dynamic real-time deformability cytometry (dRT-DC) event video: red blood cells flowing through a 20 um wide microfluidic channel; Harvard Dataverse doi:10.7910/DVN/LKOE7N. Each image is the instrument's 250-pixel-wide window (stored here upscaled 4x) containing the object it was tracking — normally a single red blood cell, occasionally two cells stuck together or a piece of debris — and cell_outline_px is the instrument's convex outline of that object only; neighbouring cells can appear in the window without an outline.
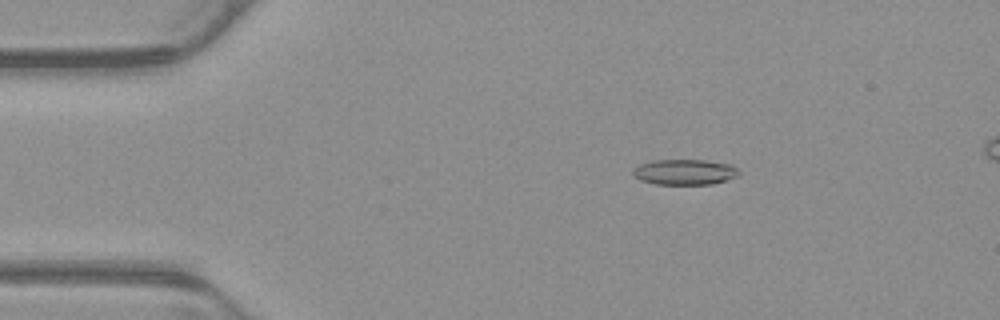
{"species": "common noctule bat (a hibernating species)", "species_latin": "Nyctalus noctula", "temperature_condition": "warm", "stored_images_in_passage": 53, "camera_frame_rate_fps": 3000, "um_per_image_px": 0.085, "animal": {"sex": "male", "body_mass_g": 23.1, "forearm_length_mm": 52.7}, "frame": {"image": 1, "passage_image": 9, "time_ms": 2.667, "image_size_px": [1000, 320], "cell_outline_px": [[740, 176], [712, 184], [656, 184], [640, 180], [632, 176], [632, 168], [640, 164], [652, 160], [704, 160], [732, 164], [740, 172]], "centroid_in_image_um": [58.19, 14.62], "position_along_channel_um": 26.8, "area_um2": 15.95}}
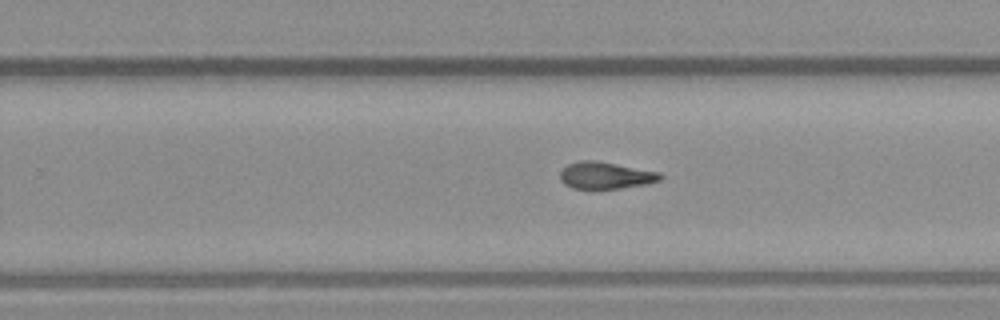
{"frame": {"image": 2, "passage_image": 33, "time_ms": 10.667, "image_size_px": [1000, 320], "cell_outline_px": [[664, 176], [660, 180], [648, 184], [620, 188], [572, 188], [564, 184], [560, 180], [560, 172], [568, 164], [580, 160], [592, 160], [616, 164], [660, 172]], "centroid_in_image_um": [51.48, 14.91], "position_along_channel_um": 278.3, "area_um2": 15.61}}
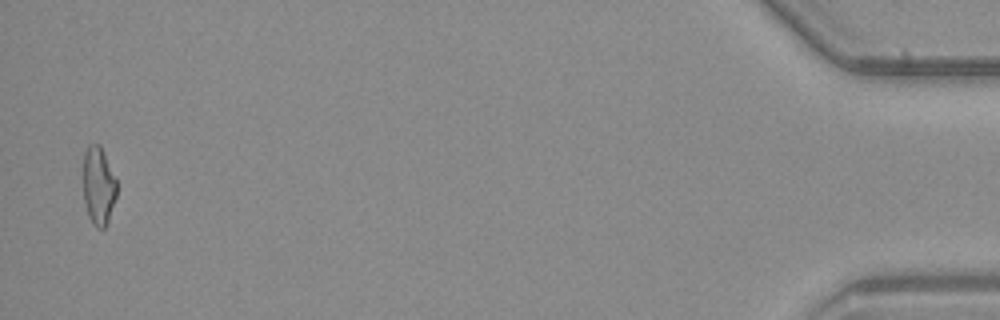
{"frame": {"image": 3, "passage_image": 52, "time_ms": 17.0, "image_size_px": [1000, 320], "cell_outline_px": [[116, 196], [108, 220], [104, 228], [96, 228], [92, 224], [88, 216], [84, 204], [84, 152], [88, 144], [100, 144], [116, 180]], "centroid_in_image_um": [8.35, 15.8], "position_along_channel_um": 426.8, "area_um2": 15.14}}